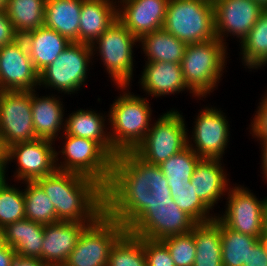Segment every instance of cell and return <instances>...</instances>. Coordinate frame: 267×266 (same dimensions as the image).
I'll return each mask as SVG.
<instances>
[{"label":"cell","instance_id":"cell-12","mask_svg":"<svg viewBox=\"0 0 267 266\" xmlns=\"http://www.w3.org/2000/svg\"><path fill=\"white\" fill-rule=\"evenodd\" d=\"M266 202L267 197L258 200L247 187L233 186L227 193L226 210L216 217L234 231L259 238L263 233Z\"/></svg>","mask_w":267,"mask_h":266},{"label":"cell","instance_id":"cell-43","mask_svg":"<svg viewBox=\"0 0 267 266\" xmlns=\"http://www.w3.org/2000/svg\"><path fill=\"white\" fill-rule=\"evenodd\" d=\"M243 266H267V253L259 239L249 250L247 264Z\"/></svg>","mask_w":267,"mask_h":266},{"label":"cell","instance_id":"cell-36","mask_svg":"<svg viewBox=\"0 0 267 266\" xmlns=\"http://www.w3.org/2000/svg\"><path fill=\"white\" fill-rule=\"evenodd\" d=\"M202 158L189 146L163 161L159 167L167 178L168 186L187 184Z\"/></svg>","mask_w":267,"mask_h":266},{"label":"cell","instance_id":"cell-45","mask_svg":"<svg viewBox=\"0 0 267 266\" xmlns=\"http://www.w3.org/2000/svg\"><path fill=\"white\" fill-rule=\"evenodd\" d=\"M13 266H51L42 262L40 259L25 258L17 255Z\"/></svg>","mask_w":267,"mask_h":266},{"label":"cell","instance_id":"cell-16","mask_svg":"<svg viewBox=\"0 0 267 266\" xmlns=\"http://www.w3.org/2000/svg\"><path fill=\"white\" fill-rule=\"evenodd\" d=\"M213 6L216 38L225 45L228 36L241 43L265 10L255 0H215Z\"/></svg>","mask_w":267,"mask_h":266},{"label":"cell","instance_id":"cell-4","mask_svg":"<svg viewBox=\"0 0 267 266\" xmlns=\"http://www.w3.org/2000/svg\"><path fill=\"white\" fill-rule=\"evenodd\" d=\"M227 52V46L217 38L186 45L181 61L183 78L197 98H206L217 88L226 68Z\"/></svg>","mask_w":267,"mask_h":266},{"label":"cell","instance_id":"cell-7","mask_svg":"<svg viewBox=\"0 0 267 266\" xmlns=\"http://www.w3.org/2000/svg\"><path fill=\"white\" fill-rule=\"evenodd\" d=\"M139 40L117 19L92 44L93 56L100 55L109 77L118 86H130L133 79V50ZM98 51V52H97Z\"/></svg>","mask_w":267,"mask_h":266},{"label":"cell","instance_id":"cell-33","mask_svg":"<svg viewBox=\"0 0 267 266\" xmlns=\"http://www.w3.org/2000/svg\"><path fill=\"white\" fill-rule=\"evenodd\" d=\"M259 238L242 234L221 222V253L223 266L247 264L249 250Z\"/></svg>","mask_w":267,"mask_h":266},{"label":"cell","instance_id":"cell-18","mask_svg":"<svg viewBox=\"0 0 267 266\" xmlns=\"http://www.w3.org/2000/svg\"><path fill=\"white\" fill-rule=\"evenodd\" d=\"M169 0H118V20L139 40L163 28Z\"/></svg>","mask_w":267,"mask_h":266},{"label":"cell","instance_id":"cell-51","mask_svg":"<svg viewBox=\"0 0 267 266\" xmlns=\"http://www.w3.org/2000/svg\"><path fill=\"white\" fill-rule=\"evenodd\" d=\"M5 245L4 230L0 227V248Z\"/></svg>","mask_w":267,"mask_h":266},{"label":"cell","instance_id":"cell-44","mask_svg":"<svg viewBox=\"0 0 267 266\" xmlns=\"http://www.w3.org/2000/svg\"><path fill=\"white\" fill-rule=\"evenodd\" d=\"M16 257L17 253L10 245L0 248V266H13Z\"/></svg>","mask_w":267,"mask_h":266},{"label":"cell","instance_id":"cell-50","mask_svg":"<svg viewBox=\"0 0 267 266\" xmlns=\"http://www.w3.org/2000/svg\"><path fill=\"white\" fill-rule=\"evenodd\" d=\"M6 171L3 168H0V185L5 181L6 179Z\"/></svg>","mask_w":267,"mask_h":266},{"label":"cell","instance_id":"cell-38","mask_svg":"<svg viewBox=\"0 0 267 266\" xmlns=\"http://www.w3.org/2000/svg\"><path fill=\"white\" fill-rule=\"evenodd\" d=\"M25 219L24 192L5 181L0 185V227Z\"/></svg>","mask_w":267,"mask_h":266},{"label":"cell","instance_id":"cell-22","mask_svg":"<svg viewBox=\"0 0 267 266\" xmlns=\"http://www.w3.org/2000/svg\"><path fill=\"white\" fill-rule=\"evenodd\" d=\"M139 81L142 89L149 96L160 97L189 91L197 97L185 84L181 64L166 62H145Z\"/></svg>","mask_w":267,"mask_h":266},{"label":"cell","instance_id":"cell-19","mask_svg":"<svg viewBox=\"0 0 267 266\" xmlns=\"http://www.w3.org/2000/svg\"><path fill=\"white\" fill-rule=\"evenodd\" d=\"M92 223L64 222L44 225L42 262L51 266L64 265L74 250L79 235Z\"/></svg>","mask_w":267,"mask_h":266},{"label":"cell","instance_id":"cell-27","mask_svg":"<svg viewBox=\"0 0 267 266\" xmlns=\"http://www.w3.org/2000/svg\"><path fill=\"white\" fill-rule=\"evenodd\" d=\"M5 244L14 248L17 255L42 261L44 225L23 219L3 228Z\"/></svg>","mask_w":267,"mask_h":266},{"label":"cell","instance_id":"cell-37","mask_svg":"<svg viewBox=\"0 0 267 266\" xmlns=\"http://www.w3.org/2000/svg\"><path fill=\"white\" fill-rule=\"evenodd\" d=\"M174 203L188 214L196 223L207 222L216 218L214 213L197 197L191 182L169 186Z\"/></svg>","mask_w":267,"mask_h":266},{"label":"cell","instance_id":"cell-23","mask_svg":"<svg viewBox=\"0 0 267 266\" xmlns=\"http://www.w3.org/2000/svg\"><path fill=\"white\" fill-rule=\"evenodd\" d=\"M36 90L31 91V111L33 118L34 131L39 139H47L55 141L63 130L65 119L64 106L60 97H56L53 93L49 96H40L35 93ZM54 95V96H53Z\"/></svg>","mask_w":267,"mask_h":266},{"label":"cell","instance_id":"cell-8","mask_svg":"<svg viewBox=\"0 0 267 266\" xmlns=\"http://www.w3.org/2000/svg\"><path fill=\"white\" fill-rule=\"evenodd\" d=\"M153 124L133 152L149 164L160 165L188 146V129L182 113L175 109L163 113Z\"/></svg>","mask_w":267,"mask_h":266},{"label":"cell","instance_id":"cell-15","mask_svg":"<svg viewBox=\"0 0 267 266\" xmlns=\"http://www.w3.org/2000/svg\"><path fill=\"white\" fill-rule=\"evenodd\" d=\"M39 73L35 70L22 37L0 47V91L35 90Z\"/></svg>","mask_w":267,"mask_h":266},{"label":"cell","instance_id":"cell-29","mask_svg":"<svg viewBox=\"0 0 267 266\" xmlns=\"http://www.w3.org/2000/svg\"><path fill=\"white\" fill-rule=\"evenodd\" d=\"M196 246L193 266H223L221 253V221L196 223L193 226Z\"/></svg>","mask_w":267,"mask_h":266},{"label":"cell","instance_id":"cell-13","mask_svg":"<svg viewBox=\"0 0 267 266\" xmlns=\"http://www.w3.org/2000/svg\"><path fill=\"white\" fill-rule=\"evenodd\" d=\"M201 110L195 118L193 135L188 137V146L202 159L223 161L222 156L230 138L228 119L225 113L216 107L206 106Z\"/></svg>","mask_w":267,"mask_h":266},{"label":"cell","instance_id":"cell-6","mask_svg":"<svg viewBox=\"0 0 267 266\" xmlns=\"http://www.w3.org/2000/svg\"><path fill=\"white\" fill-rule=\"evenodd\" d=\"M63 137L64 146L60 153L56 151V169L92 178L105 188L111 177L113 158L96 141L64 132ZM59 154L63 160L60 164Z\"/></svg>","mask_w":267,"mask_h":266},{"label":"cell","instance_id":"cell-53","mask_svg":"<svg viewBox=\"0 0 267 266\" xmlns=\"http://www.w3.org/2000/svg\"><path fill=\"white\" fill-rule=\"evenodd\" d=\"M260 3L265 9H267V0H255Z\"/></svg>","mask_w":267,"mask_h":266},{"label":"cell","instance_id":"cell-31","mask_svg":"<svg viewBox=\"0 0 267 266\" xmlns=\"http://www.w3.org/2000/svg\"><path fill=\"white\" fill-rule=\"evenodd\" d=\"M45 3L46 0H8L6 13L19 37L44 25Z\"/></svg>","mask_w":267,"mask_h":266},{"label":"cell","instance_id":"cell-32","mask_svg":"<svg viewBox=\"0 0 267 266\" xmlns=\"http://www.w3.org/2000/svg\"><path fill=\"white\" fill-rule=\"evenodd\" d=\"M241 44L242 63L249 69H259L267 65V9L249 31Z\"/></svg>","mask_w":267,"mask_h":266},{"label":"cell","instance_id":"cell-9","mask_svg":"<svg viewBox=\"0 0 267 266\" xmlns=\"http://www.w3.org/2000/svg\"><path fill=\"white\" fill-rule=\"evenodd\" d=\"M126 231L123 225L104 212L79 235L64 266H108L111 249Z\"/></svg>","mask_w":267,"mask_h":266},{"label":"cell","instance_id":"cell-40","mask_svg":"<svg viewBox=\"0 0 267 266\" xmlns=\"http://www.w3.org/2000/svg\"><path fill=\"white\" fill-rule=\"evenodd\" d=\"M147 266H175L167 247L157 240L142 238Z\"/></svg>","mask_w":267,"mask_h":266},{"label":"cell","instance_id":"cell-1","mask_svg":"<svg viewBox=\"0 0 267 266\" xmlns=\"http://www.w3.org/2000/svg\"><path fill=\"white\" fill-rule=\"evenodd\" d=\"M35 182L54 205L57 222L93 223L105 212L104 187L92 178L56 170Z\"/></svg>","mask_w":267,"mask_h":266},{"label":"cell","instance_id":"cell-30","mask_svg":"<svg viewBox=\"0 0 267 266\" xmlns=\"http://www.w3.org/2000/svg\"><path fill=\"white\" fill-rule=\"evenodd\" d=\"M146 62H166L181 64L186 43L179 40L164 28L143 35L139 39Z\"/></svg>","mask_w":267,"mask_h":266},{"label":"cell","instance_id":"cell-52","mask_svg":"<svg viewBox=\"0 0 267 266\" xmlns=\"http://www.w3.org/2000/svg\"><path fill=\"white\" fill-rule=\"evenodd\" d=\"M8 0H0V10L6 11Z\"/></svg>","mask_w":267,"mask_h":266},{"label":"cell","instance_id":"cell-49","mask_svg":"<svg viewBox=\"0 0 267 266\" xmlns=\"http://www.w3.org/2000/svg\"><path fill=\"white\" fill-rule=\"evenodd\" d=\"M264 226H263V233H267V202L264 208Z\"/></svg>","mask_w":267,"mask_h":266},{"label":"cell","instance_id":"cell-17","mask_svg":"<svg viewBox=\"0 0 267 266\" xmlns=\"http://www.w3.org/2000/svg\"><path fill=\"white\" fill-rule=\"evenodd\" d=\"M151 189L144 183H108L105 213L127 228L145 209Z\"/></svg>","mask_w":267,"mask_h":266},{"label":"cell","instance_id":"cell-10","mask_svg":"<svg viewBox=\"0 0 267 266\" xmlns=\"http://www.w3.org/2000/svg\"><path fill=\"white\" fill-rule=\"evenodd\" d=\"M89 44L71 42L65 50L39 73V86L73 94L81 90L88 78L89 63L93 60ZM50 87V88H49Z\"/></svg>","mask_w":267,"mask_h":266},{"label":"cell","instance_id":"cell-48","mask_svg":"<svg viewBox=\"0 0 267 266\" xmlns=\"http://www.w3.org/2000/svg\"><path fill=\"white\" fill-rule=\"evenodd\" d=\"M259 240L262 243L265 252L267 253V233H262L259 237Z\"/></svg>","mask_w":267,"mask_h":266},{"label":"cell","instance_id":"cell-34","mask_svg":"<svg viewBox=\"0 0 267 266\" xmlns=\"http://www.w3.org/2000/svg\"><path fill=\"white\" fill-rule=\"evenodd\" d=\"M25 218L48 225L57 222L56 211L50 198L35 181H24Z\"/></svg>","mask_w":267,"mask_h":266},{"label":"cell","instance_id":"cell-25","mask_svg":"<svg viewBox=\"0 0 267 266\" xmlns=\"http://www.w3.org/2000/svg\"><path fill=\"white\" fill-rule=\"evenodd\" d=\"M35 70L40 73L71 43L53 29L41 26L22 36Z\"/></svg>","mask_w":267,"mask_h":266},{"label":"cell","instance_id":"cell-20","mask_svg":"<svg viewBox=\"0 0 267 266\" xmlns=\"http://www.w3.org/2000/svg\"><path fill=\"white\" fill-rule=\"evenodd\" d=\"M109 183H144L150 189L168 186L159 165L145 162L133 151L118 153L113 158Z\"/></svg>","mask_w":267,"mask_h":266},{"label":"cell","instance_id":"cell-28","mask_svg":"<svg viewBox=\"0 0 267 266\" xmlns=\"http://www.w3.org/2000/svg\"><path fill=\"white\" fill-rule=\"evenodd\" d=\"M82 0H46L44 26L70 42H79Z\"/></svg>","mask_w":267,"mask_h":266},{"label":"cell","instance_id":"cell-42","mask_svg":"<svg viewBox=\"0 0 267 266\" xmlns=\"http://www.w3.org/2000/svg\"><path fill=\"white\" fill-rule=\"evenodd\" d=\"M18 37L6 11L0 10V47L13 42Z\"/></svg>","mask_w":267,"mask_h":266},{"label":"cell","instance_id":"cell-11","mask_svg":"<svg viewBox=\"0 0 267 266\" xmlns=\"http://www.w3.org/2000/svg\"><path fill=\"white\" fill-rule=\"evenodd\" d=\"M0 134L7 147L38 139L33 126L31 91H0Z\"/></svg>","mask_w":267,"mask_h":266},{"label":"cell","instance_id":"cell-41","mask_svg":"<svg viewBox=\"0 0 267 266\" xmlns=\"http://www.w3.org/2000/svg\"><path fill=\"white\" fill-rule=\"evenodd\" d=\"M259 104L252 119L253 121L249 125L251 127L250 134H252V137L257 138V140H260V142H264L267 141V90Z\"/></svg>","mask_w":267,"mask_h":266},{"label":"cell","instance_id":"cell-2","mask_svg":"<svg viewBox=\"0 0 267 266\" xmlns=\"http://www.w3.org/2000/svg\"><path fill=\"white\" fill-rule=\"evenodd\" d=\"M196 222L174 203L169 186L151 189L145 209L126 229L135 236L161 241L188 233Z\"/></svg>","mask_w":267,"mask_h":266},{"label":"cell","instance_id":"cell-5","mask_svg":"<svg viewBox=\"0 0 267 266\" xmlns=\"http://www.w3.org/2000/svg\"><path fill=\"white\" fill-rule=\"evenodd\" d=\"M163 28L186 44L215 39L213 2L169 0Z\"/></svg>","mask_w":267,"mask_h":266},{"label":"cell","instance_id":"cell-47","mask_svg":"<svg viewBox=\"0 0 267 266\" xmlns=\"http://www.w3.org/2000/svg\"><path fill=\"white\" fill-rule=\"evenodd\" d=\"M261 145H262V150H261V156H262V158H261V160H262V165H261V169H262V174H264L263 175V177H264V179L266 180V182H267V141H264V142H261L260 143Z\"/></svg>","mask_w":267,"mask_h":266},{"label":"cell","instance_id":"cell-21","mask_svg":"<svg viewBox=\"0 0 267 266\" xmlns=\"http://www.w3.org/2000/svg\"><path fill=\"white\" fill-rule=\"evenodd\" d=\"M221 159H201L192 174L191 184L197 197L211 210L230 187Z\"/></svg>","mask_w":267,"mask_h":266},{"label":"cell","instance_id":"cell-46","mask_svg":"<svg viewBox=\"0 0 267 266\" xmlns=\"http://www.w3.org/2000/svg\"><path fill=\"white\" fill-rule=\"evenodd\" d=\"M7 153H8V147L5 145L4 140L2 139V136L0 134V168H3L5 171H7Z\"/></svg>","mask_w":267,"mask_h":266},{"label":"cell","instance_id":"cell-24","mask_svg":"<svg viewBox=\"0 0 267 266\" xmlns=\"http://www.w3.org/2000/svg\"><path fill=\"white\" fill-rule=\"evenodd\" d=\"M116 2L117 0H82L79 43L91 45L118 19Z\"/></svg>","mask_w":267,"mask_h":266},{"label":"cell","instance_id":"cell-3","mask_svg":"<svg viewBox=\"0 0 267 266\" xmlns=\"http://www.w3.org/2000/svg\"><path fill=\"white\" fill-rule=\"evenodd\" d=\"M118 88L123 93L117 96L110 106L107 115L110 127L107 129L110 130L113 149L117 153H122L134 151L144 140L151 127L152 109L147 98L131 94L127 90L129 86H118Z\"/></svg>","mask_w":267,"mask_h":266},{"label":"cell","instance_id":"cell-26","mask_svg":"<svg viewBox=\"0 0 267 266\" xmlns=\"http://www.w3.org/2000/svg\"><path fill=\"white\" fill-rule=\"evenodd\" d=\"M103 115L105 114L96 113L92 109L74 111L65 119L64 133L96 141L114 158L118 153L112 147L110 132L106 129L109 124H106L107 117Z\"/></svg>","mask_w":267,"mask_h":266},{"label":"cell","instance_id":"cell-35","mask_svg":"<svg viewBox=\"0 0 267 266\" xmlns=\"http://www.w3.org/2000/svg\"><path fill=\"white\" fill-rule=\"evenodd\" d=\"M108 266H147L142 237L126 231L111 249Z\"/></svg>","mask_w":267,"mask_h":266},{"label":"cell","instance_id":"cell-14","mask_svg":"<svg viewBox=\"0 0 267 266\" xmlns=\"http://www.w3.org/2000/svg\"><path fill=\"white\" fill-rule=\"evenodd\" d=\"M54 141L35 139L8 147L7 162H17L13 177L16 181H35L53 174L56 169V149Z\"/></svg>","mask_w":267,"mask_h":266},{"label":"cell","instance_id":"cell-39","mask_svg":"<svg viewBox=\"0 0 267 266\" xmlns=\"http://www.w3.org/2000/svg\"><path fill=\"white\" fill-rule=\"evenodd\" d=\"M161 242L167 247L175 266H193L196 246L194 229L188 233L167 237Z\"/></svg>","mask_w":267,"mask_h":266}]
</instances>
